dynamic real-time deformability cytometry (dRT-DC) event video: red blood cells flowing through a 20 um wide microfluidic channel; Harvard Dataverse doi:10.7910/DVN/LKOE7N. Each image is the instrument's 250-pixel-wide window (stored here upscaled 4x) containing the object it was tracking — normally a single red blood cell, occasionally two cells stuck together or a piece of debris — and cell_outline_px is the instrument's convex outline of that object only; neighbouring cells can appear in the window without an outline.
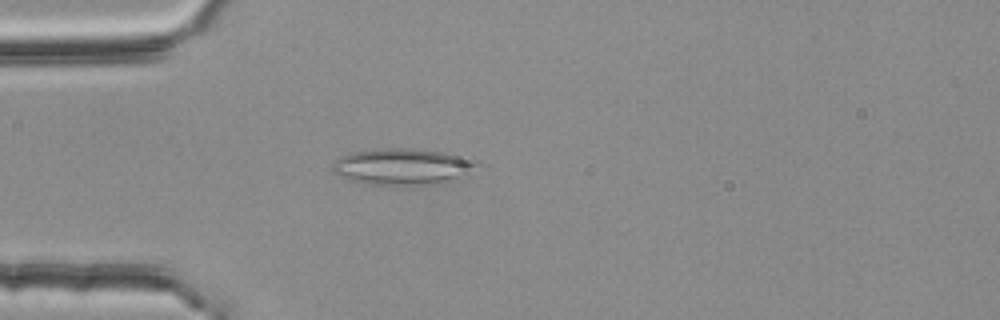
{"species": "common noctule bat (a hibernating species)", "species_latin": "Nyctalus noctula", "temperature_condition": "room temperature", "stored_images_in_passage": 49, "segment_of_instrument_passage": [1, 2], "camera_frame_rate_fps": 3000, "um_per_image_px": 0.085, "animal": {"sex": "female", "body_mass_g": 25.1}, "frame": {"image": 1, "passage_image": 10, "time_ms": 3.0, "image_size_px": [1000, 320], "cell_outline_px": [[480, 164], [468, 176], [456, 180], [432, 184], [364, 184], [348, 180], [332, 172], [332, 164], [340, 156], [352, 152], [380, 148], [412, 148], [444, 152], [468, 156], [476, 160]], "centroid_in_image_um": [34.27, 14.15], "position_along_channel_um": 50.7, "area_um2": 31.15}}